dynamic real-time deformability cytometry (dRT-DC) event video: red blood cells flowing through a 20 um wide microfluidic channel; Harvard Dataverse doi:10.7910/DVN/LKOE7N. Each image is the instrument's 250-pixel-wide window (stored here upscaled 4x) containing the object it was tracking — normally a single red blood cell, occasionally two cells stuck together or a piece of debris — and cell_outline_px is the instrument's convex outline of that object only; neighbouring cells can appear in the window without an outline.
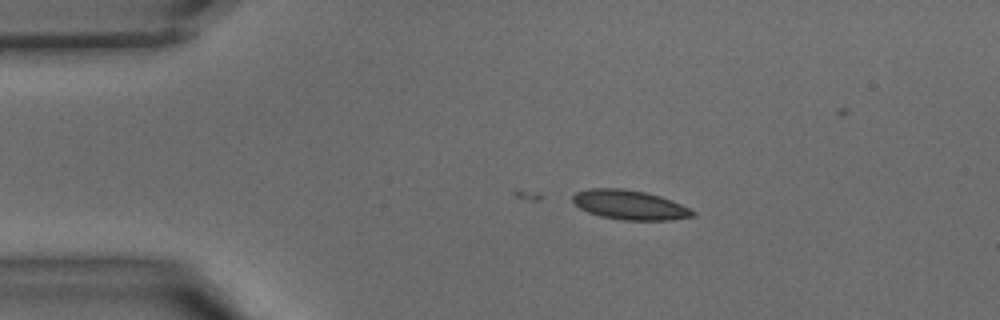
{"species": "common noctule bat (a hibernating species)", "species_latin": "Nyctalus noctula", "temperature_condition": "warm", "stored_images_in_passage": 7, "camera_frame_rate_fps": 3000, "um_per_image_px": 0.085, "animal": {"sex": "male", "body_mass_g": 15.6}, "frame": {"image": 1, "passage_image": 1, "time_ms": 0.0, "image_size_px": [1000, 320], "cell_outline_px": [[696, 216], [672, 220], [624, 220], [600, 216], [588, 212], [580, 208], [572, 200], [572, 196], [576, 192], [588, 188], [624, 188], [644, 192], [660, 196], [672, 200], [696, 212]], "centroid_in_image_um": [53.53, 17.41], "position_along_channel_um": 31.5, "area_um2": 20.63}}